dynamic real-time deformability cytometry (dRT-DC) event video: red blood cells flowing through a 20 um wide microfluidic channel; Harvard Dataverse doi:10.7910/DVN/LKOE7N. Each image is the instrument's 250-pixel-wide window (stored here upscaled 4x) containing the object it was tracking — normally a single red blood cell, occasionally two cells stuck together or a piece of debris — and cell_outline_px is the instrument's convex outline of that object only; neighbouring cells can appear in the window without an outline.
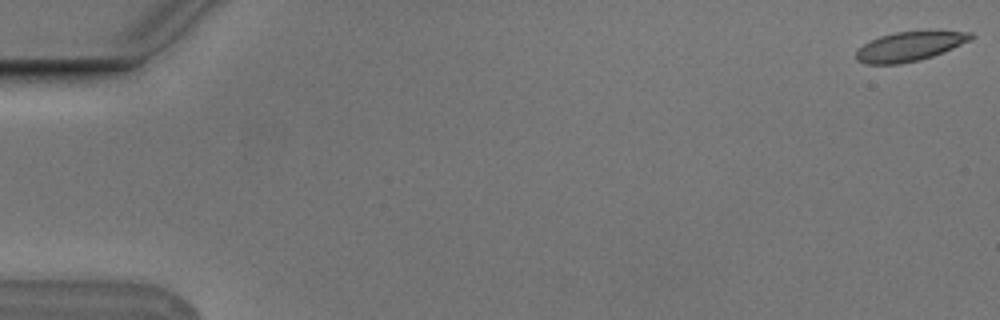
{"species": "Egyptian fruit bat (a non-hibernating species)", "species_latin": "Rousettus aegyptiacus", "temperature_condition": "cold", "stored_images_in_passage": 55, "camera_frame_rate_fps": 3000, "um_per_image_px": 0.085, "animal": {"sex": "male"}, "frame": {"image": 1, "passage_image": 1, "time_ms": 0.0, "image_size_px": [1000, 320], "cell_outline_px": [[976, 36], [972, 40], [944, 52], [920, 60], [900, 64], [864, 64], [856, 60], [856, 52], [864, 44], [880, 36], [896, 32], [972, 32]], "centroid_in_image_um": [77.33, 3.96], "position_along_channel_um": 7.7, "area_um2": 19.42}}
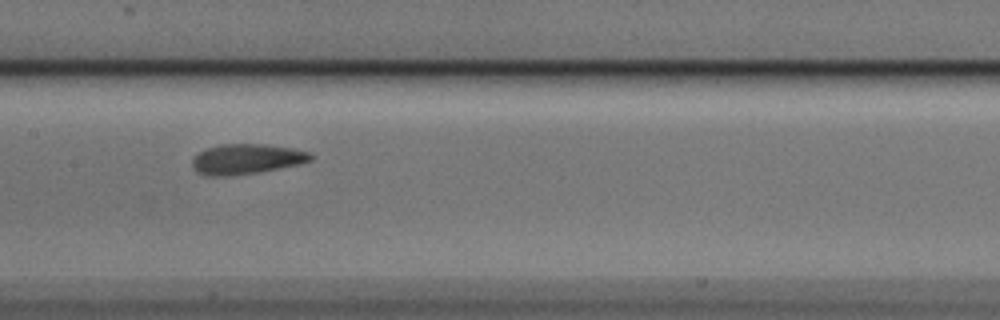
{"frame": {"image": 2, "passage_image": 28, "time_ms": 9.0, "image_size_px": [1000, 320], "cell_outline_px": [[312, 160], [300, 164], [260, 172], [236, 176], [208, 176], [196, 172], [192, 168], [192, 160], [200, 152], [208, 148], [220, 144], [264, 144], [292, 148], [312, 152]], "centroid_in_image_um": [20.96, 13.53], "position_along_channel_um": 186.4, "area_um2": 21.04}}
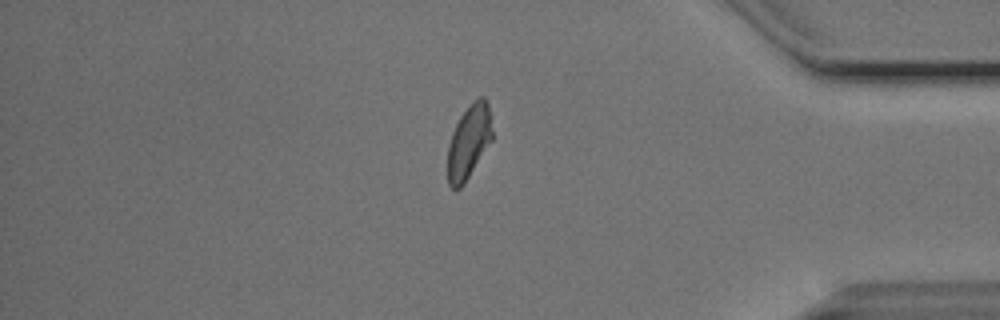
{"frame": {"image": 3, "passage_image": 47, "time_ms": 15.333, "image_size_px": [1000, 320], "cell_outline_px": [[492, 140], [464, 184], [460, 188], [452, 188], [448, 184], [448, 144], [452, 132], [460, 116], [472, 100], [480, 96], [484, 96], [488, 104], [492, 132]], "centroid_in_image_um": [39.85, 12.03], "position_along_channel_um": 395.4, "area_um2": 19.13}, "authors_computed_cell_mechanics": {"area_um2": 20.4612, "velocity_mm_per_s": 3.7373, "shape_relaxation_time_tau1_ms": 3.8396, "shape_relaxation_time_tau2_ms": 2.0794, "deformation_change_tau1": 0.1452, "deformation_change_tau2": 0.0828}}